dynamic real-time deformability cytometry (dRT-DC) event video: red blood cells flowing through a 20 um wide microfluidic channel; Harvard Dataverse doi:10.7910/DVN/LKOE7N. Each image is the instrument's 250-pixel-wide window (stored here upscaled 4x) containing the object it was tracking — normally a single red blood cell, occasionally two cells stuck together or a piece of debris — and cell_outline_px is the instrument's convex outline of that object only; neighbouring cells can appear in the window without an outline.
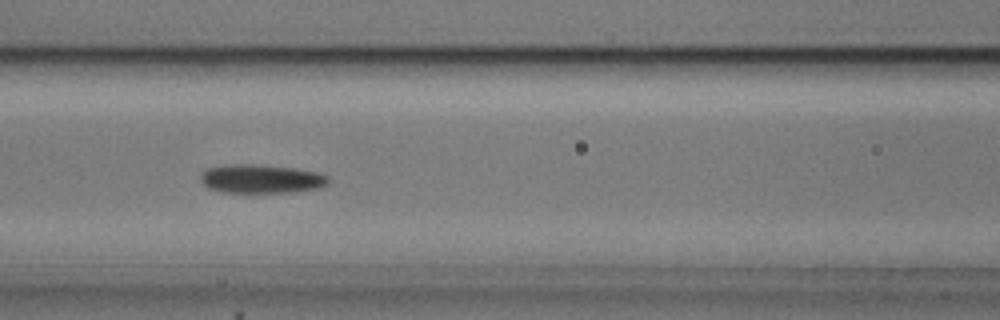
{"species": "common noctule bat (a hibernating species)", "species_latin": "Nyctalus noctula", "temperature_condition": "cold", "stored_images_in_passage": 5, "camera_frame_rate_fps": 3000, "um_per_image_px": 0.085, "animal": {"sex": "male", "body_mass_g": 20.5, "forearm_length_mm": 52.5}, "frame": {"image": 1, "passage_image": 4, "time_ms": 1.0, "image_size_px": [1000, 320], "cell_outline_px": [[332, 180], [328, 184], [320, 188], [296, 192], [220, 192], [208, 188], [200, 180], [200, 176], [208, 168], [232, 164], [252, 164], [296, 168], [316, 172], [328, 176]], "centroid_in_image_um": [22.25, 15.21], "position_along_channel_um": 144.3, "area_um2": 21.5}}
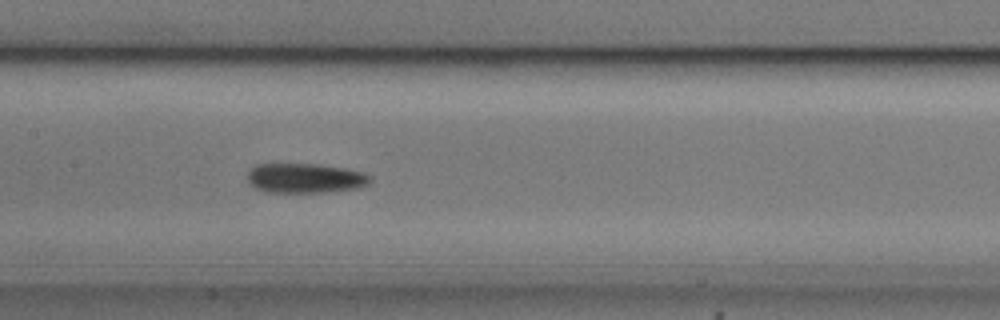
{"frame": {"image": 2, "passage_image": 5, "time_ms": 1.333, "image_size_px": [1000, 320], "cell_outline_px": [[372, 180], [368, 184], [360, 188], [324, 192], [268, 192], [256, 188], [248, 184], [248, 172], [256, 164], [320, 164], [344, 168], [364, 172], [372, 176]], "centroid_in_image_um": [25.97, 15.14], "position_along_channel_um": 181.4, "area_um2": 21.39}}